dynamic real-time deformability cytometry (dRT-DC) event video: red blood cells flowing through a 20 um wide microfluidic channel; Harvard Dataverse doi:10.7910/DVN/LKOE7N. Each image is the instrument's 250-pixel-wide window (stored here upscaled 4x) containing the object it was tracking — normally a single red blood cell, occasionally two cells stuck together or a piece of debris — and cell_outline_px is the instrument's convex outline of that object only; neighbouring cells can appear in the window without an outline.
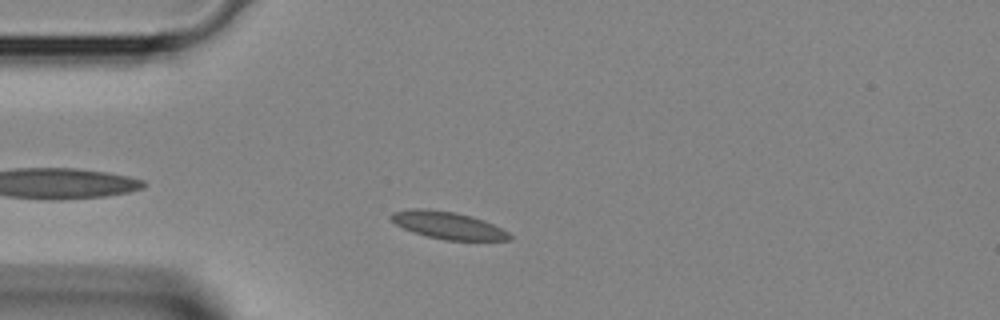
{"species": "Egyptian fruit bat (a non-hibernating species)", "species_latin": "Rousettus aegyptiacus", "temperature_condition": "room temperature", "stored_images_in_passage": 4, "camera_frame_rate_fps": 3000, "um_per_image_px": 0.085, "animal": {"sex": "female"}, "frame": {"image": 1, "passage_image": 3, "time_ms": 0.667, "image_size_px": [1000, 320], "cell_outline_px": [[512, 240], [444, 240], [412, 232], [396, 224], [388, 216], [392, 212], [412, 208], [428, 208], [456, 212], [472, 216], [484, 220], [508, 232], [512, 236]], "centroid_in_image_um": [38.05, 19.14], "position_along_channel_um": 46.9, "area_um2": 18.9}}